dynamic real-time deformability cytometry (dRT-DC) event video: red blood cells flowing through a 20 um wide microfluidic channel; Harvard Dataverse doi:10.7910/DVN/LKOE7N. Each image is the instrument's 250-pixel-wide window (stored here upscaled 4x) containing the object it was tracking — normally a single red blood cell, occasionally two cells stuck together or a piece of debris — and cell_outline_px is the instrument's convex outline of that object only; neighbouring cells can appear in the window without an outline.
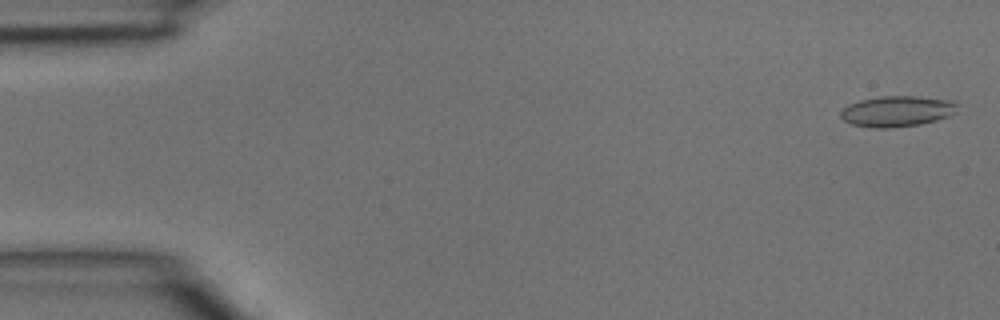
{"species": "common noctule bat (a hibernating species)", "species_latin": "Nyctalus noctula", "temperature_condition": "room temperature", "stored_images_in_passage": 4, "camera_frame_rate_fps": 3000, "um_per_image_px": 0.085, "animal": {"sex": "male", "body_mass_g": 15.6}, "frame": {"image": 1, "passage_image": 1, "time_ms": 0.0, "image_size_px": [1000, 320], "cell_outline_px": [[956, 112], [948, 116], [936, 120], [920, 124], [892, 128], [872, 128], [852, 124], [844, 120], [840, 116], [840, 112], [848, 104], [860, 100], [880, 96], [916, 96], [952, 100], [956, 104]], "centroid_in_image_um": [76.23, 9.46], "position_along_channel_um": 8.8, "area_um2": 20.92}}
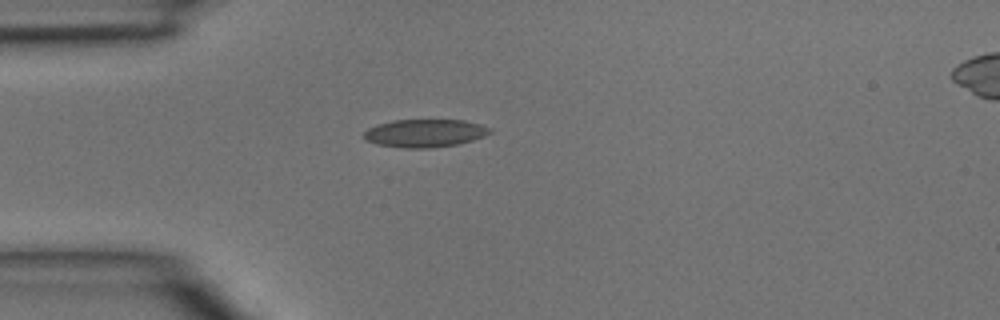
{"frame": {"image": 2, "passage_image": 4, "time_ms": 1.0, "image_size_px": [1000, 320], "cell_outline_px": [[492, 132], [484, 136], [472, 140], [456, 144], [428, 148], [404, 148], [376, 144], [364, 140], [364, 132], [368, 128], [376, 124], [392, 120], [464, 120], [480, 124], [492, 128]], "centroid_in_image_um": [36.09, 11.31], "position_along_channel_um": 48.9, "area_um2": 20.58}}